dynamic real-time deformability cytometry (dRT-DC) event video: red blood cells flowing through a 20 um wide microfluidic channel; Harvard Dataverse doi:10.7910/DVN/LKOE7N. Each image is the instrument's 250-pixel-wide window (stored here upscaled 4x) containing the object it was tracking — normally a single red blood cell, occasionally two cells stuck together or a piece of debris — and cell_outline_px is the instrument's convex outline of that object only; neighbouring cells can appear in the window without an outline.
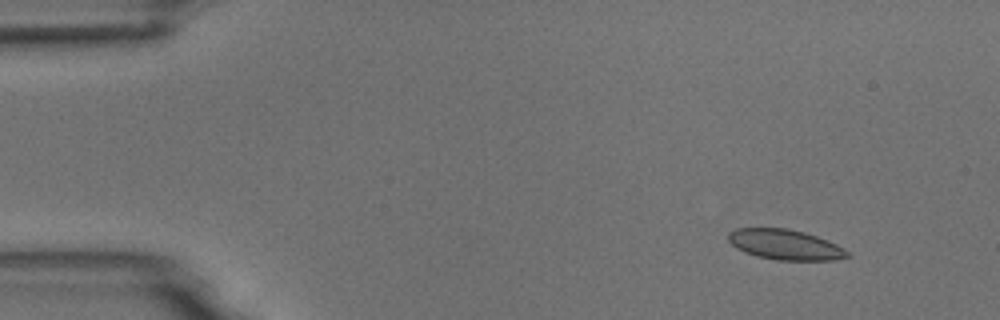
{"species": "common noctule bat (a hibernating species)", "species_latin": "Nyctalus noctula", "temperature_condition": "room temperature", "stored_images_in_passage": 4, "camera_frame_rate_fps": 3000, "um_per_image_px": 0.085, "animal": {"sex": "male", "body_mass_g": 18.8}, "frame": {"image": 1, "passage_image": 2, "time_ms": 1.333, "image_size_px": [1000, 320], "cell_outline_px": [[852, 256], [832, 260], [776, 260], [756, 256], [744, 252], [736, 248], [728, 240], [728, 232], [736, 228], [788, 228], [804, 232], [828, 240], [844, 248]], "centroid_in_image_um": [66.73, 20.79], "position_along_channel_um": 18.3, "area_um2": 21.1}}